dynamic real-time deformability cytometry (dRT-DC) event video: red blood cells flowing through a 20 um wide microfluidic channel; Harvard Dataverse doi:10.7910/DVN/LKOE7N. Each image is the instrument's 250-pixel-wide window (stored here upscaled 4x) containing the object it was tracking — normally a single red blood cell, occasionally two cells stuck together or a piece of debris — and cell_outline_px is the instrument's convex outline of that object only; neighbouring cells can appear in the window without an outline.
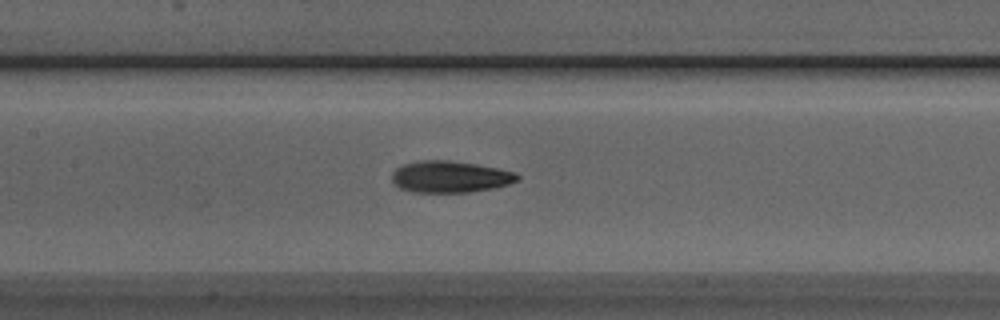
{"species": "Egyptian fruit bat (a non-hibernating species)", "species_latin": "Rousettus aegyptiacus", "temperature_condition": "room temperature", "stored_images_in_passage": 38, "camera_frame_rate_fps": 3000, "um_per_image_px": 0.085, "animal": {"sex": "male"}, "frame": {"image": 1, "passage_image": 15, "time_ms": 4.667, "image_size_px": [1000, 320], "cell_outline_px": [[520, 176], [516, 180], [508, 184], [492, 188], [468, 192], [412, 192], [400, 188], [392, 180], [392, 172], [396, 168], [404, 164], [420, 160], [448, 160], [476, 164], [516, 172]], "centroid_in_image_um": [38.23, 15.02], "position_along_channel_um": 169.2, "area_um2": 22.95}}
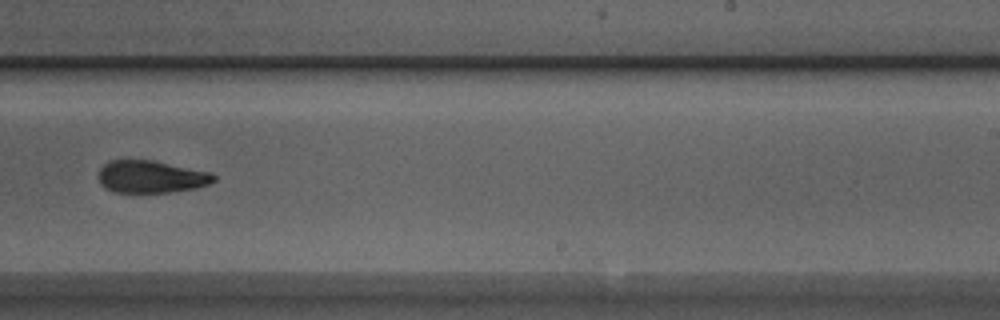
{"frame": {"image": 2, "passage_image": 23, "time_ms": 7.333, "image_size_px": [1000, 320], "cell_outline_px": [[216, 180], [208, 184], [196, 188], [172, 192], [112, 192], [104, 188], [100, 184], [96, 176], [100, 168], [108, 160], [152, 160], [212, 172], [216, 176]], "centroid_in_image_um": [12.81, 15.02], "position_along_channel_um": 276.2, "area_um2": 22.08}}
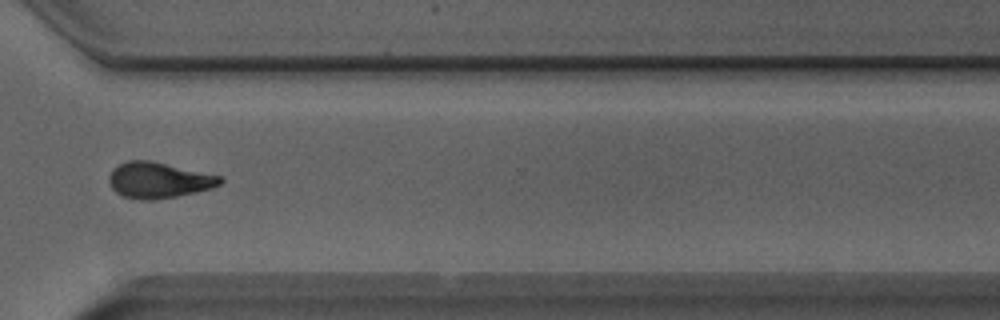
{"frame": {"image": 3, "passage_image": 29, "time_ms": 9.333, "image_size_px": [1000, 320], "cell_outline_px": [[224, 180], [220, 184], [212, 188], [196, 192], [176, 196], [152, 200], [140, 200], [124, 196], [116, 192], [112, 188], [108, 180], [108, 176], [112, 168], [128, 160], [152, 160], [220, 176]], "centroid_in_image_um": [13.46, 15.31], "position_along_channel_um": 357.1, "area_um2": 23.24}, "authors_computed_cell_mechanics": {"area_um2": 22.4553, "velocity_mm_per_s": 4.031, "shape_relaxation_time_tau1_ms": 8.393, "shape_relaxation_time_tau2_ms": 3.5528, "deformation_change_tau1": 0.2012, "deformation_change_tau2": 0.1081}}